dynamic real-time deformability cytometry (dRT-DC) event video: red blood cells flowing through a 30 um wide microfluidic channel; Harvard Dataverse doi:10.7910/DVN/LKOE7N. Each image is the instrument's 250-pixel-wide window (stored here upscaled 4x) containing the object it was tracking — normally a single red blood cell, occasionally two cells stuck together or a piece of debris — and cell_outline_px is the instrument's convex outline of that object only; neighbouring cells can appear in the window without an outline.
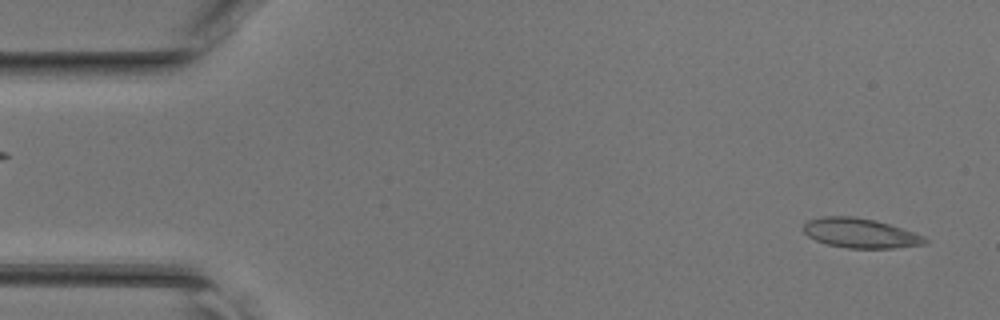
{"species": "common noctule bat (a hibernating species)", "species_latin": "Nyctalus noctula", "temperature_condition": "room temperature", "stored_images_in_passage": 45, "camera_frame_rate_fps": 3000, "um_per_image_px": 0.085, "animal": {"sex": "female", "body_mass_g": 17.0, "forearm_length_mm": 48.0}, "frame": {"image": 1, "passage_image": 2, "time_ms": 0.333, "image_size_px": [1000, 320], "cell_outline_px": [[928, 244], [892, 248], [848, 248], [828, 244], [816, 240], [808, 236], [804, 232], [804, 224], [808, 220], [824, 216], [852, 216], [876, 220], [924, 236], [928, 240]], "centroid_in_image_um": [73.13, 19.82], "position_along_channel_um": 11.9, "area_um2": 20.81}}
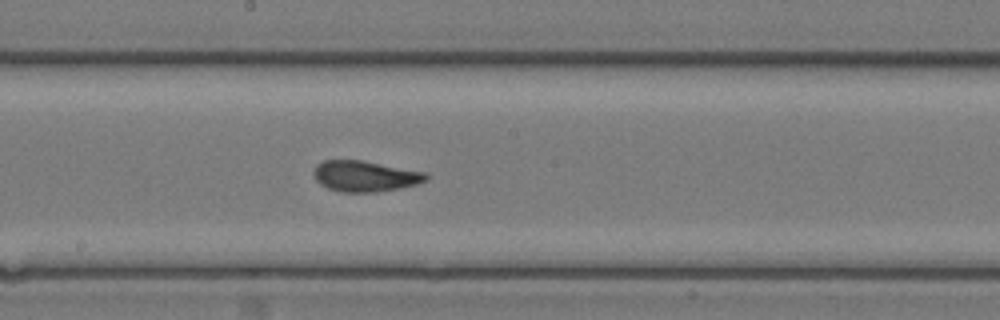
{"frame": {"image": 2, "passage_image": 24, "time_ms": 7.667, "image_size_px": [1000, 320], "cell_outline_px": [[428, 180], [416, 184], [400, 188], [376, 192], [340, 192], [328, 188], [320, 184], [316, 180], [312, 172], [316, 164], [324, 160], [364, 160], [428, 172]], "centroid_in_image_um": [31.04, 14.96], "position_along_channel_um": 217.2, "area_um2": 20.52}}
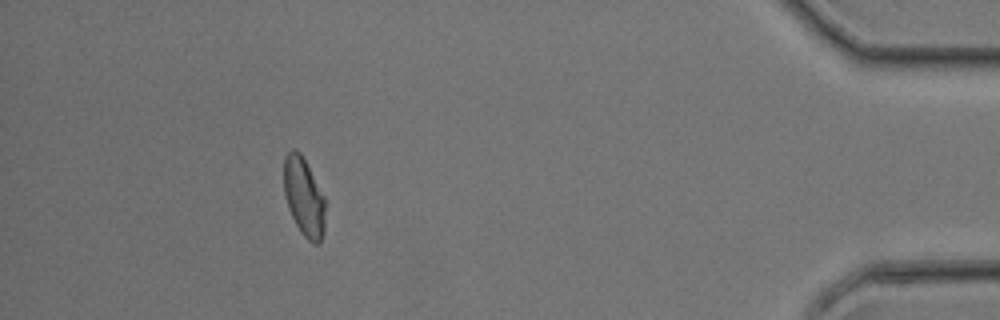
{"frame": {"image": 3, "passage_image": 41, "time_ms": 13.333, "image_size_px": [1000, 320], "cell_outline_px": [[324, 232], [320, 244], [312, 244], [300, 232], [288, 208], [284, 196], [284, 156], [292, 148], [300, 152], [324, 196]], "centroid_in_image_um": [25.82, 16.77], "position_along_channel_um": 409.4, "area_um2": 18.9}}